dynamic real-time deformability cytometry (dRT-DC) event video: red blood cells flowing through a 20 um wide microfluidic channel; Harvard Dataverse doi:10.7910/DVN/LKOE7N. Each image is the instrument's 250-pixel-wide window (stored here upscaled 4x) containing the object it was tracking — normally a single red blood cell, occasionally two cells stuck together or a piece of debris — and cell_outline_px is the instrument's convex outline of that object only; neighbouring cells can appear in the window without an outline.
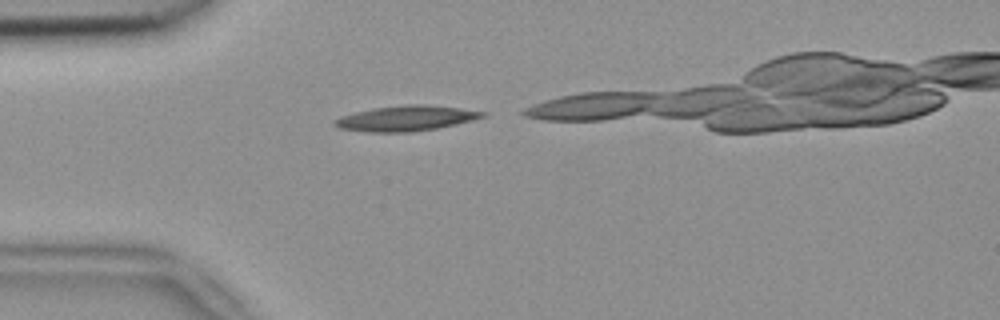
{"species": "common noctule bat (a hibernating species)", "species_latin": "Nyctalus noctula", "temperature_condition": "room temperature", "stored_images_in_passage": 2, "camera_frame_rate_fps": 3000, "um_per_image_px": 0.085, "animal": {"sex": "female", "body_mass_g": 18.4}, "frame": {"image": 1, "passage_image": 1, "time_ms": 0.0, "image_size_px": [1000, 320], "cell_outline_px": [[488, 116], [472, 120], [436, 128], [408, 132], [368, 132], [340, 128], [332, 124], [332, 120], [340, 116], [372, 108], [408, 104], [428, 104], [460, 108], [488, 112]], "centroid_in_image_um": [34.51, 10.04], "position_along_channel_um": 50.5, "area_um2": 21.85}}